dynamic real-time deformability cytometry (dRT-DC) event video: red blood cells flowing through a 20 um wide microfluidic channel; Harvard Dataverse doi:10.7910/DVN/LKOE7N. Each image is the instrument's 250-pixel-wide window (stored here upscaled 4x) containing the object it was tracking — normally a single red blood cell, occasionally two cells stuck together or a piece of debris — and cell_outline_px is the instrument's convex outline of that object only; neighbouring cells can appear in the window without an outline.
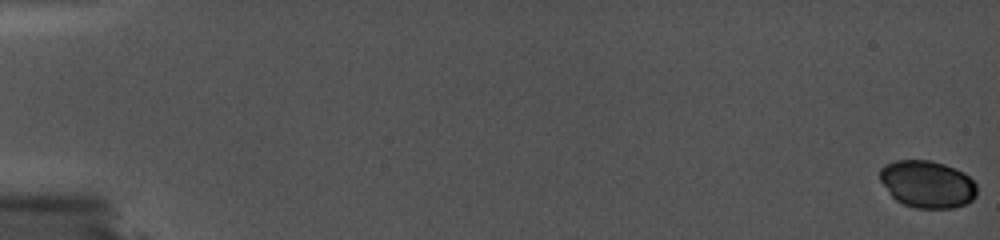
{"species": "common noctule bat (a hibernating species)", "species_latin": "Nyctalus noctula", "temperature_condition": "cold", "stored_images_in_passage": 75, "camera_frame_rate_fps": 5000, "um_per_image_px": 0.085, "animal": {"sex": "female", "body_mass_g": 19.0, "forearm_length_mm": 56.7}, "frame": {"image": 1, "passage_image": 1, "time_ms": 0.0, "image_size_px": [1000, 240], "cell_outline_px": [[976, 196], [964, 204], [948, 208], [920, 208], [904, 204], [896, 200], [892, 196], [880, 180], [880, 168], [884, 164], [896, 160], [932, 160], [956, 168], [964, 172], [976, 184]], "centroid_in_image_um": [78.81, 15.63], "position_along_channel_um": 6.2, "area_um2": 26.59}}
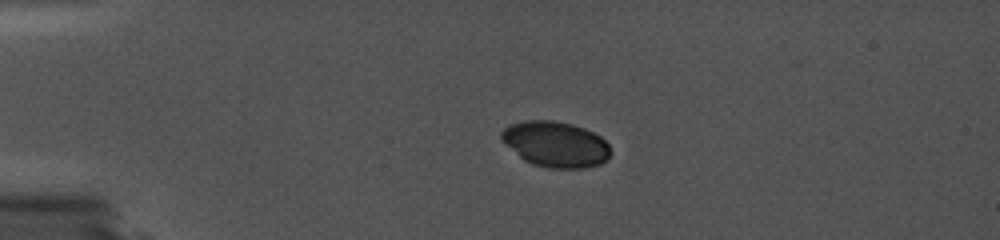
{"frame": {"image": 2, "passage_image": 24, "time_ms": 4.6, "image_size_px": [1000, 240], "cell_outline_px": [[612, 152], [600, 164], [584, 168], [548, 168], [524, 160], [500, 136], [500, 132], [508, 124], [524, 120], [552, 120], [572, 124], [584, 128], [600, 136], [608, 144]], "centroid_in_image_um": [47.24, 12.24], "position_along_channel_um": 37.8, "area_um2": 28.73}}